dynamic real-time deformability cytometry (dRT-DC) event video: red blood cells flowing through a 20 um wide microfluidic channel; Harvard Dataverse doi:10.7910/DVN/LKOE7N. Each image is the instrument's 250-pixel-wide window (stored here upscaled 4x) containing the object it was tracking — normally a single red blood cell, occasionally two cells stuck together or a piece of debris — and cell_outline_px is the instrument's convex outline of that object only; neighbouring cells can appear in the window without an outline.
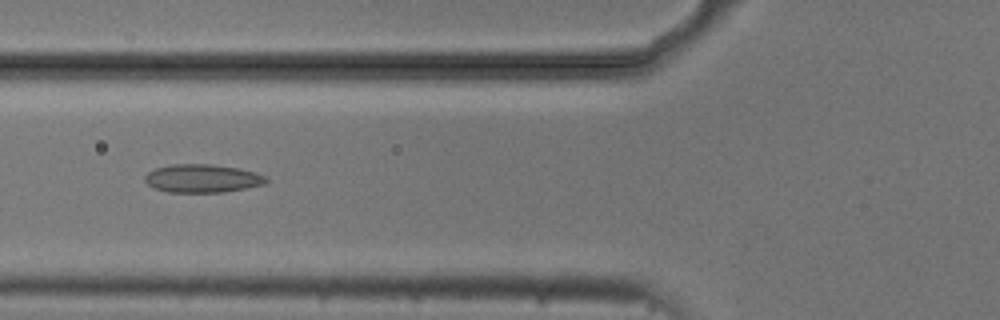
{"species": "common noctule bat (a hibernating species)", "species_latin": "Nyctalus noctula", "temperature_condition": "cold", "stored_images_in_passage": 6, "camera_frame_rate_fps": 3000, "um_per_image_px": 0.085, "animal": {"sex": "male", "body_mass_g": 20.5, "forearm_length_mm": 52.5}, "frame": {"image": 1, "passage_image": 6, "time_ms": 1.667, "image_size_px": [1000, 320], "cell_outline_px": [[268, 180], [264, 184], [224, 192], [168, 192], [156, 188], [148, 184], [144, 180], [144, 176], [148, 172], [156, 168], [172, 164], [212, 164], [240, 168], [256, 172], [268, 176]], "centroid_in_image_um": [17.23, 15.15], "position_along_channel_um": 108.6, "area_um2": 20.0}}